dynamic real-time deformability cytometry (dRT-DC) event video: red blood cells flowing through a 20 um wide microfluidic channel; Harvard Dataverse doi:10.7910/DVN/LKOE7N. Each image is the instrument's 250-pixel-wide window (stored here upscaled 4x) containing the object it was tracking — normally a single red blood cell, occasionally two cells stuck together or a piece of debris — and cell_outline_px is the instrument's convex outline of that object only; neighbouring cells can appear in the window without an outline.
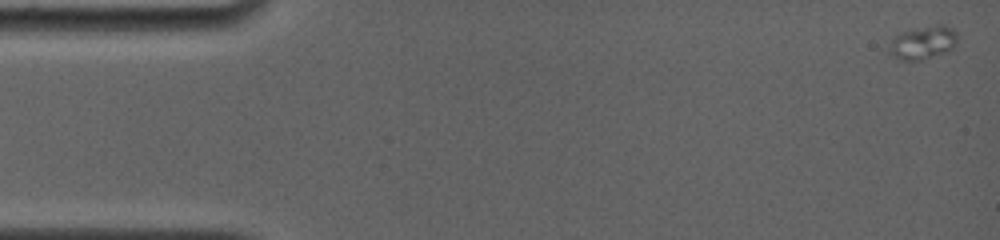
{"species": "common noctule bat (a hibernating species)", "species_latin": "Nyctalus noctula", "temperature_condition": "room temperature", "stored_images_in_passage": 34, "camera_frame_rate_fps": 4000, "um_per_image_px": 0.085, "animal": {"sex": "female", "body_mass_g": 19.0, "forearm_length_mm": 56.7}, "frame": {"image": 1, "passage_image": 1, "time_ms": 0.0, "image_size_px": [1000, 240], "cell_outline_px": [[960, 36], [956, 44], [952, 48], [944, 52], [920, 60], [896, 60], [888, 56], [888, 48], [892, 36], [904, 32], [936, 24], [944, 24], [952, 28]], "centroid_in_image_um": [78.42, 3.63], "position_along_channel_um": 6.6, "area_um2": 13.47}}